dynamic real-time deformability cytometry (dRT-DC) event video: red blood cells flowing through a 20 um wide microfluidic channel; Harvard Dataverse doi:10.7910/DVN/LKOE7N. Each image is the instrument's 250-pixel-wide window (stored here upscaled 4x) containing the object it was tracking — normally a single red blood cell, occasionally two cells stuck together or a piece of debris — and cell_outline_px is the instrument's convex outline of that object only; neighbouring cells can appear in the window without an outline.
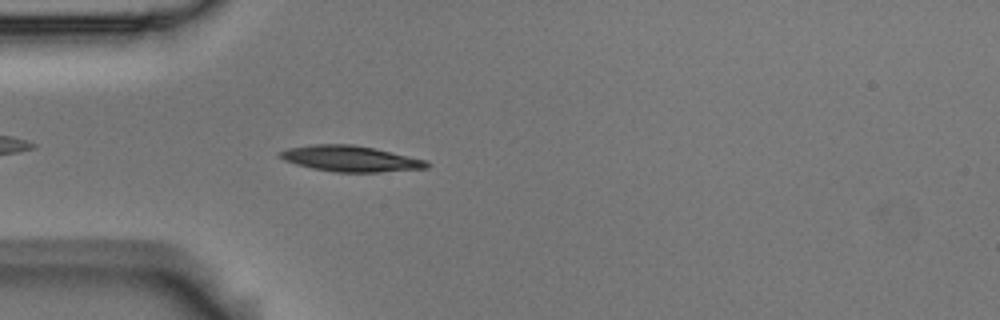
{"species": "Egyptian fruit bat (a non-hibernating species)", "species_latin": "Rousettus aegyptiacus", "temperature_condition": "room temperature", "stored_images_in_passage": 2, "camera_frame_rate_fps": 3000, "um_per_image_px": 0.085, "animal": {"sex": "male"}, "frame": {"image": 1, "passage_image": 2, "time_ms": 0.333, "image_size_px": [1000, 320], "cell_outline_px": [[432, 164], [428, 168], [380, 172], [336, 172], [312, 168], [296, 164], [284, 160], [276, 156], [280, 152], [288, 148], [312, 144], [352, 144], [372, 148], [428, 160]], "centroid_in_image_um": [29.8, 13.49], "position_along_channel_um": 55.2, "area_um2": 22.14}}